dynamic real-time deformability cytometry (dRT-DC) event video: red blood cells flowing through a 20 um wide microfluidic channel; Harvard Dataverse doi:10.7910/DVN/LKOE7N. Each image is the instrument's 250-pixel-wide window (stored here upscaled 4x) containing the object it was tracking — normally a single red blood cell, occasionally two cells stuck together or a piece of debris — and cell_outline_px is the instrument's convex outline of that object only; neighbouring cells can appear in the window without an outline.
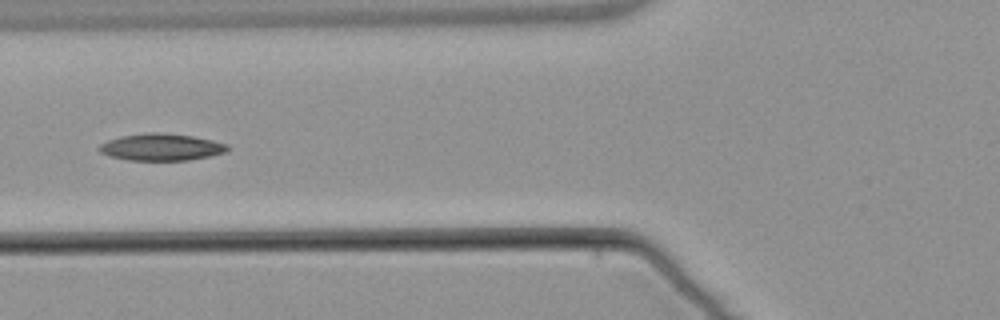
{"species": "common noctule bat (a hibernating species)", "species_latin": "Nyctalus noctula", "temperature_condition": "warm", "stored_images_in_passage": 5, "camera_frame_rate_fps": 3000, "um_per_image_px": 0.085, "animal": {"sex": "male", "body_mass_g": 21.5, "forearm_length_mm": 52.0}, "frame": {"image": 1, "passage_image": 5, "time_ms": 5.0, "image_size_px": [1000, 320], "cell_outline_px": [[228, 148], [224, 152], [208, 156], [188, 160], [128, 160], [108, 156], [100, 152], [96, 148], [100, 144], [108, 140], [120, 136], [148, 132], [160, 132], [192, 136], [212, 140], [228, 144]], "centroid_in_image_um": [13.64, 12.5], "position_along_channel_um": 112.2, "area_um2": 20.11}}